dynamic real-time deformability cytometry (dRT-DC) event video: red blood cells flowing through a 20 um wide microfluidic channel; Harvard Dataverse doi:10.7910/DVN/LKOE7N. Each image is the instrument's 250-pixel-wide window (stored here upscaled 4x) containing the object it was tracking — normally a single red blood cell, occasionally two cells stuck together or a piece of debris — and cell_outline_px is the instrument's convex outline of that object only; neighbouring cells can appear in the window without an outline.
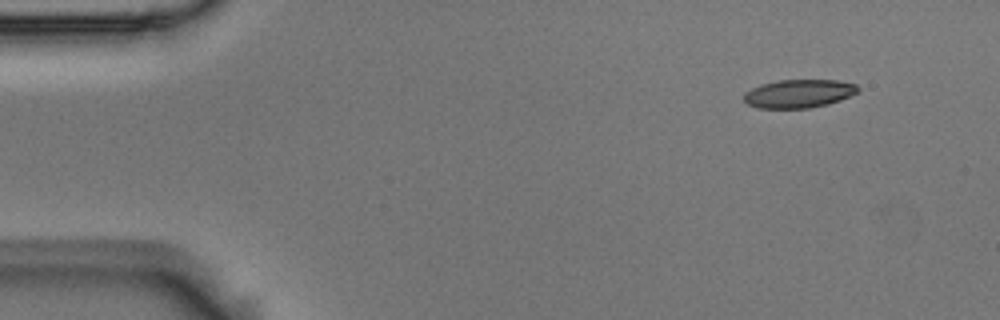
{"species": "Egyptian fruit bat (a non-hibernating species)", "species_latin": "Rousettus aegyptiacus", "temperature_condition": "room temperature", "stored_images_in_passage": 4, "camera_frame_rate_fps": 3000, "um_per_image_px": 0.085, "animal": {"sex": "male"}, "frame": {"image": 1, "passage_image": 1, "time_ms": 0.0, "image_size_px": [1000, 320], "cell_outline_px": [[860, 88], [856, 92], [840, 100], [828, 104], [808, 108], [760, 108], [748, 104], [744, 100], [744, 92], [760, 84], [780, 80], [836, 80], [856, 84]], "centroid_in_image_um": [67.88, 7.95], "position_along_channel_um": 17.1, "area_um2": 18.73}}
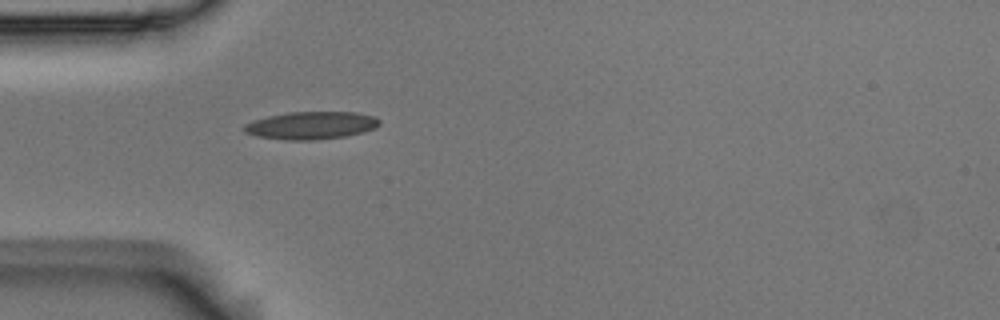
{"frame": {"image": 2, "passage_image": 4, "time_ms": 1.0, "image_size_px": [1000, 320], "cell_outline_px": [[380, 124], [376, 128], [364, 132], [344, 136], [316, 140], [284, 140], [256, 136], [244, 132], [244, 124], [252, 120], [268, 116], [288, 112], [356, 112], [376, 116], [380, 120]], "centroid_in_image_um": [26.46, 10.66], "position_along_channel_um": 58.5, "area_um2": 22.02}}